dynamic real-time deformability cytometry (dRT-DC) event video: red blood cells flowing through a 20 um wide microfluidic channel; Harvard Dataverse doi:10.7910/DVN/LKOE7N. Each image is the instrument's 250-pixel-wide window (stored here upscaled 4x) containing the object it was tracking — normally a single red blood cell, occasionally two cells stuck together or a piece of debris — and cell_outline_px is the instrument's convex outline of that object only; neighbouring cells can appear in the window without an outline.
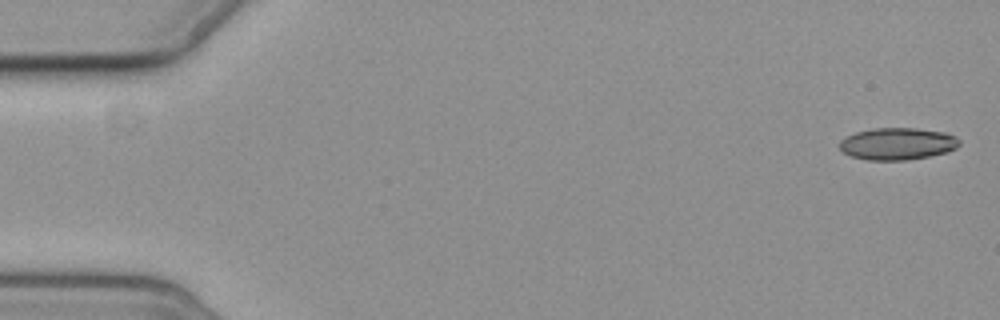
{"species": "common noctule bat (a hibernating species)", "species_latin": "Nyctalus noctula", "temperature_condition": "cold", "stored_images_in_passage": 6, "camera_frame_rate_fps": 3000, "um_per_image_px": 0.085, "animal": {"sex": "female", "body_mass_g": 19.3, "forearm_length_mm": 54.1}, "frame": {"image": 1, "passage_image": 1, "time_ms": 0.0, "image_size_px": [1000, 320], "cell_outline_px": [[960, 144], [956, 148], [948, 152], [908, 160], [868, 160], [852, 156], [844, 152], [840, 148], [840, 140], [856, 132], [872, 128], [916, 128], [944, 132], [956, 136], [960, 140]], "centroid_in_image_um": [76.32, 12.22], "position_along_channel_um": 8.7, "area_um2": 22.37}}
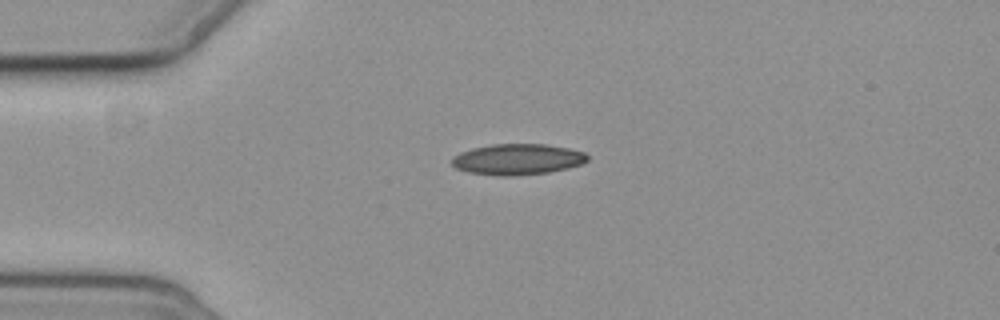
{"frame": {"image": 2, "passage_image": 4, "time_ms": 4.333, "image_size_px": [1000, 320], "cell_outline_px": [[588, 160], [580, 164], [568, 168], [548, 172], [512, 176], [500, 176], [468, 172], [456, 168], [452, 164], [452, 160], [460, 152], [472, 148], [492, 144], [544, 144], [568, 148], [584, 152], [588, 156]], "centroid_in_image_um": [43.99, 13.54], "position_along_channel_um": 41.0, "area_um2": 24.28}}
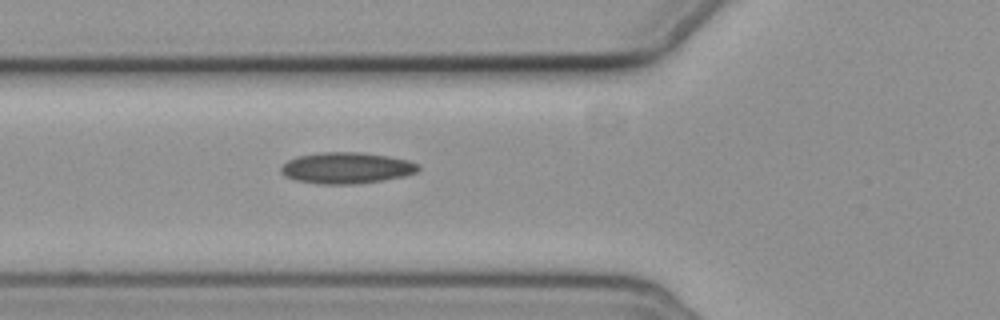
{"frame": {"image": 3, "passage_image": 6, "time_ms": 6.667, "image_size_px": [1000, 320], "cell_outline_px": [[420, 168], [416, 172], [404, 176], [384, 180], [356, 184], [316, 184], [296, 180], [284, 176], [280, 172], [280, 168], [288, 160], [296, 156], [324, 152], [364, 152], [388, 156], [408, 160], [420, 164]], "centroid_in_image_um": [29.45, 14.28], "position_along_channel_um": 96.3, "area_um2": 25.2}}